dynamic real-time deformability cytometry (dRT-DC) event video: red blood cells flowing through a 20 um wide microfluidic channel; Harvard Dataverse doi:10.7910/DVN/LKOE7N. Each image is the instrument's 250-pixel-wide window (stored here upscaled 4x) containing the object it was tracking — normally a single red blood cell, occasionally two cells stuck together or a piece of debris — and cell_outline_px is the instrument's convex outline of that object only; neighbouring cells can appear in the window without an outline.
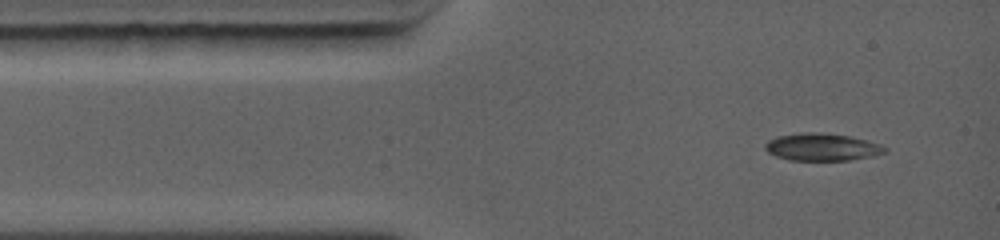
{"species": "common noctule bat (a hibernating species)", "species_latin": "Nyctalus noctula", "temperature_condition": "warm", "stored_images_in_passage": 6, "camera_frame_rate_fps": 5000, "um_per_image_px": 0.085, "animal": {"sex": "female", "body_mass_g": 19.0, "forearm_length_mm": 56.7}, "frame": {"image": 1, "passage_image": 1, "time_ms": 0.0, "image_size_px": [1000, 240], "cell_outline_px": [[888, 152], [872, 156], [848, 160], [788, 160], [776, 156], [768, 152], [764, 148], [764, 144], [768, 140], [776, 136], [800, 132], [820, 132], [848, 136], [880, 144], [888, 148]], "centroid_in_image_um": [69.84, 12.49], "position_along_channel_um": 15.2, "area_um2": 19.19}}
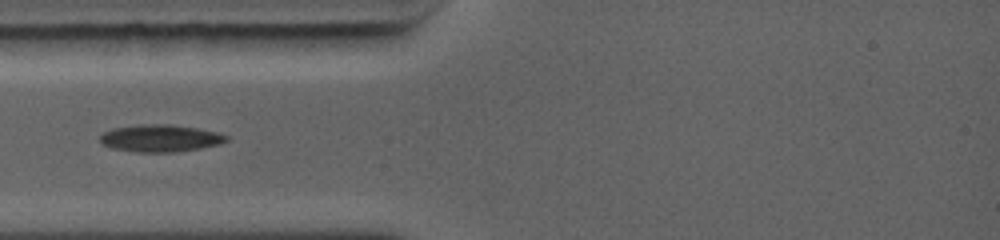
{"frame": {"image": 2, "passage_image": 4, "time_ms": 2.2, "image_size_px": [1000, 240], "cell_outline_px": [[228, 140], [220, 144], [200, 148], [176, 152], [136, 152], [112, 148], [104, 144], [100, 140], [100, 136], [104, 132], [112, 128], [140, 124], [168, 124], [196, 128], [216, 132], [228, 136]], "centroid_in_image_um": [13.62, 11.75], "position_along_channel_um": 71.4, "area_um2": 19.94}}
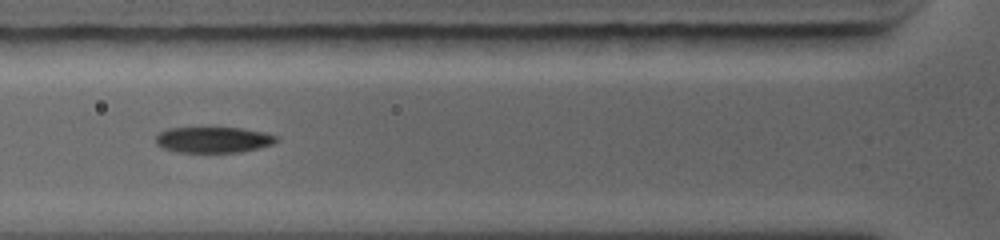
{"frame": {"image": 3, "passage_image": 5, "time_ms": 3.0, "image_size_px": [1000, 240], "cell_outline_px": [[280, 140], [272, 144], [260, 148], [240, 152], [176, 152], [164, 148], [156, 144], [156, 136], [160, 132], [168, 128], [244, 128], [264, 132], [276, 136]], "centroid_in_image_um": [18.16, 11.88], "position_along_channel_um": 107.6, "area_um2": 18.21}}